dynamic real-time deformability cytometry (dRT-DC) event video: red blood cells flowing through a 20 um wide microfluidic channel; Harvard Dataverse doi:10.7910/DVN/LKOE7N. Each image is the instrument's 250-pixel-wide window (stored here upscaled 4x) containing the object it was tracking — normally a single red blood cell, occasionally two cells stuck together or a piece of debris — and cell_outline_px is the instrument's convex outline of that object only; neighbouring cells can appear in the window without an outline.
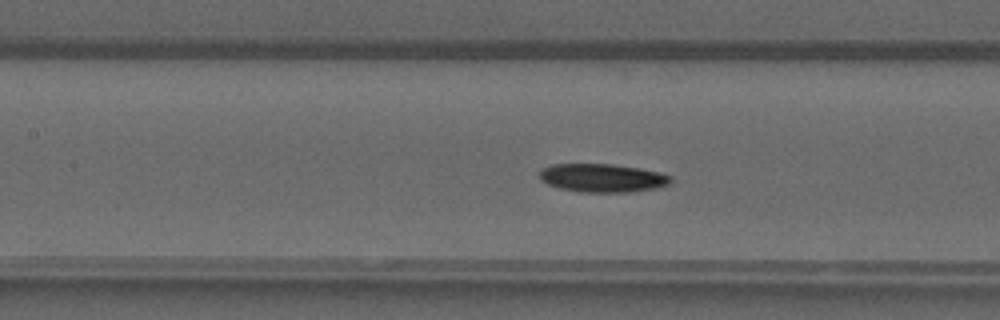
{"species": "common noctule bat (a hibernating species)", "species_latin": "Nyctalus noctula", "temperature_condition": "warm", "stored_images_in_passage": 45, "camera_frame_rate_fps": 3000, "um_per_image_px": 0.085, "animal": {"sex": "male", "forearm_length_mm": 52.5}, "frame": {"image": 1, "passage_image": 18, "time_ms": 5.667, "image_size_px": [1000, 320], "cell_outline_px": [[672, 180], [668, 184], [656, 188], [632, 192], [580, 192], [560, 188], [548, 184], [540, 180], [540, 172], [544, 168], [552, 164], [612, 164], [640, 168], [660, 172], [672, 176]], "centroid_in_image_um": [51.23, 15.12], "position_along_channel_um": 156.2, "area_um2": 21.73}}
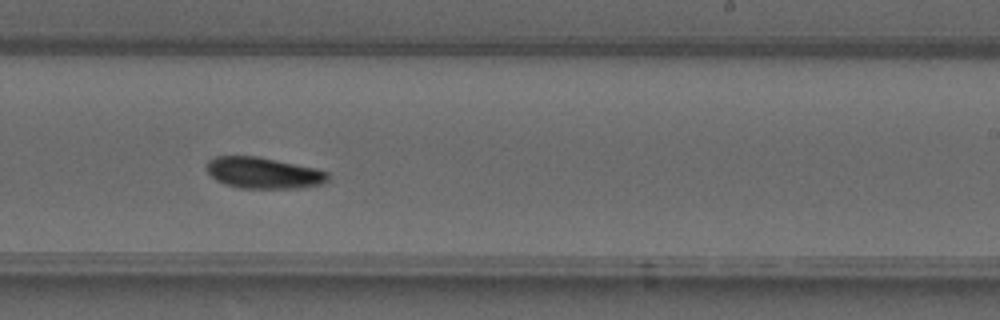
{"frame": {"image": 2, "passage_image": 26, "time_ms": 8.333, "image_size_px": [1000, 320], "cell_outline_px": [[328, 180], [324, 184], [300, 188], [240, 188], [224, 184], [216, 180], [208, 172], [208, 160], [216, 156], [256, 156], [316, 168], [328, 172]], "centroid_in_image_um": [22.42, 14.7], "position_along_channel_um": 266.6, "area_um2": 22.02}}
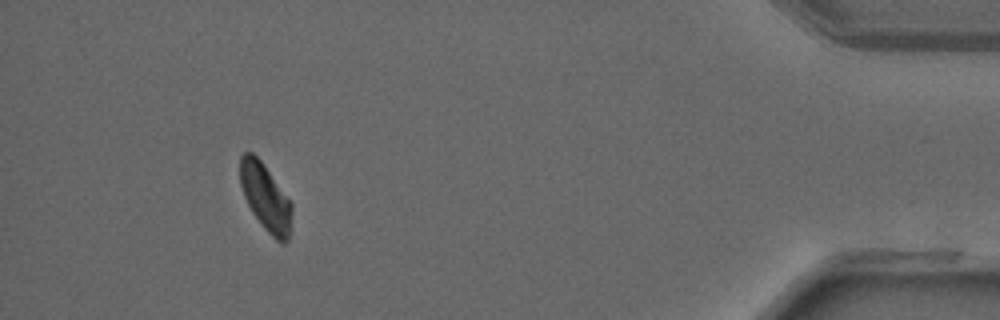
{"frame": {"image": 3, "passage_image": 41, "time_ms": 13.333, "image_size_px": [1000, 320], "cell_outline_px": [[292, 208], [288, 240], [284, 244], [280, 244], [260, 224], [252, 212], [244, 196], [240, 184], [240, 156], [244, 152], [252, 152], [260, 160], [292, 204]], "centroid_in_image_um": [22.55, 16.79], "position_along_channel_um": 412.7, "area_um2": 19.88}, "authors_computed_cell_mechanics": {"area_um2": 21.3282, "velocity_mm_per_s": 4.1618, "shape_relaxation_time_tau1_ms": 3.7461, "shape_relaxation_time_tau2_ms": null, "deformation_change_tau1": 0.1318, "deformation_change_tau2": null}}